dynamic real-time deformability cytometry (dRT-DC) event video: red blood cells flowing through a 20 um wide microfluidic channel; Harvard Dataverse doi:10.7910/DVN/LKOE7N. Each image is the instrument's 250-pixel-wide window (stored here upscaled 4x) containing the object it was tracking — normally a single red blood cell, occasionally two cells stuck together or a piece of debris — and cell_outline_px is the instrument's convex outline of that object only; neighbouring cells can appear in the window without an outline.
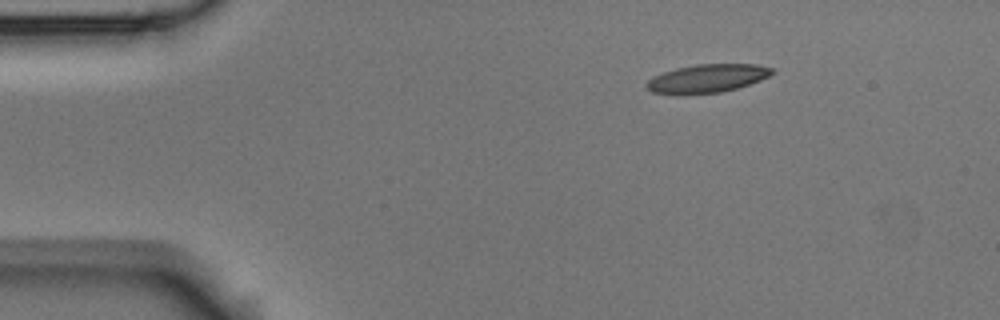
{"species": "Egyptian fruit bat (a non-hibernating species)", "species_latin": "Rousettus aegyptiacus", "temperature_condition": "room temperature", "stored_images_in_passage": 4, "segment_of_instrument_passage": [1, 2], "camera_frame_rate_fps": 3000, "um_per_image_px": 0.085, "animal": {"sex": "male"}, "frame": {"image": 1, "passage_image": 1, "time_ms": 0.0, "image_size_px": [1000, 320], "cell_outline_px": [[776, 72], [760, 80], [736, 88], [720, 92], [676, 96], [652, 92], [644, 84], [652, 76], [676, 68], [696, 64], [756, 64], [772, 68]], "centroid_in_image_um": [60.05, 6.68], "position_along_channel_um": 24.9, "area_um2": 20.98}}